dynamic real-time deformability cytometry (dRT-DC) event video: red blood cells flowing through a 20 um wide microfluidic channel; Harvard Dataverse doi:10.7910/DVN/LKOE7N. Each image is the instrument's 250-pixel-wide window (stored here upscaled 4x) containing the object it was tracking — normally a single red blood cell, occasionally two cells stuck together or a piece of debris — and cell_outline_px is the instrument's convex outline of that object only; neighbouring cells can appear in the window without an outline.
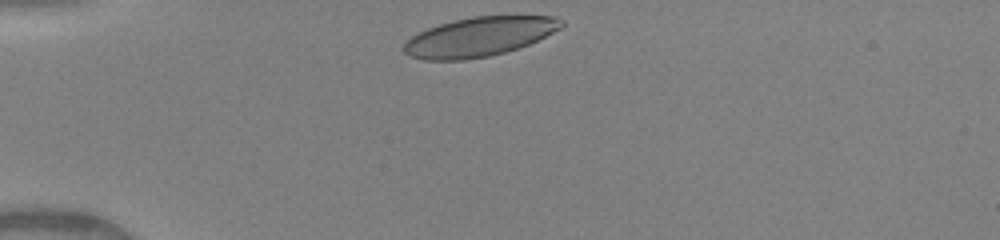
{"species": "human", "species_latin": "Homo sapiens", "temperature_condition": "warm", "stored_images_in_passage": 17, "camera_frame_rate_fps": 3000, "um_per_image_px": 0.085, "donor": {"sex": "female"}, "frame": {"image": 1, "passage_image": 1, "time_ms": 0.0, "image_size_px": [1000, 240], "cell_outline_px": [[564, 24], [560, 28], [528, 44], [504, 52], [488, 56], [464, 60], [424, 60], [412, 56], [404, 52], [404, 44], [412, 36], [428, 28], [452, 20], [472, 16], [516, 12], [556, 16], [564, 20]], "centroid_in_image_um": [40.83, 3.05], "position_along_channel_um": 44.2, "area_um2": 36.88}}
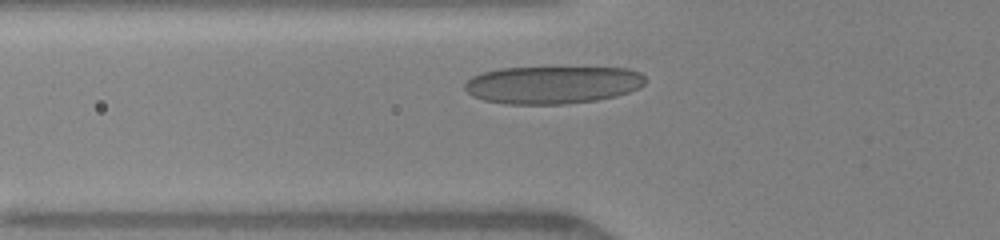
{"frame": {"image": 2, "passage_image": 12, "time_ms": 1.667, "image_size_px": [1000, 240], "cell_outline_px": [[644, 84], [640, 88], [616, 96], [596, 100], [564, 104], [508, 104], [484, 100], [472, 96], [464, 88], [464, 84], [472, 76], [484, 72], [500, 68], [628, 68], [640, 72], [644, 76]], "centroid_in_image_um": [46.97, 7.21], "position_along_channel_um": 78.8, "area_um2": 39.54}}